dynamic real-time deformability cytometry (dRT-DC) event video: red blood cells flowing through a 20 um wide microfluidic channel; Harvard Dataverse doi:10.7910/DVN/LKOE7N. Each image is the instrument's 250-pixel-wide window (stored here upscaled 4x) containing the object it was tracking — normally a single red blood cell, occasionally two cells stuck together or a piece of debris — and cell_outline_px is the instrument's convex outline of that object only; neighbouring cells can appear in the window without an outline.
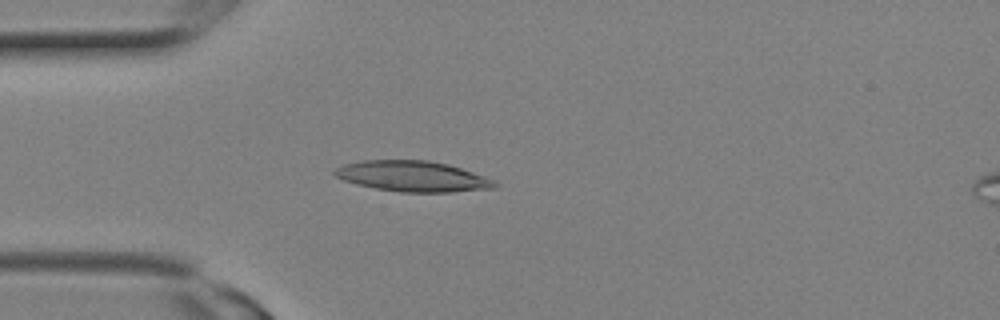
{"species": "Egyptian fruit bat (a non-hibernating species)", "species_latin": "Rousettus aegyptiacus", "temperature_condition": "room temperature", "stored_images_in_passage": 9, "camera_frame_rate_fps": 3000, "um_per_image_px": 0.085, "animal": {"sex": "female"}, "frame": {"image": 1, "passage_image": 7, "time_ms": 2.0, "image_size_px": [1000, 320], "cell_outline_px": [[500, 188], [452, 192], [400, 192], [376, 188], [344, 180], [336, 176], [332, 172], [336, 168], [344, 164], [364, 160], [428, 160], [448, 164], [484, 176], [500, 184]], "centroid_in_image_um": [35.13, 14.99], "position_along_channel_um": 49.9, "area_um2": 28.5}}
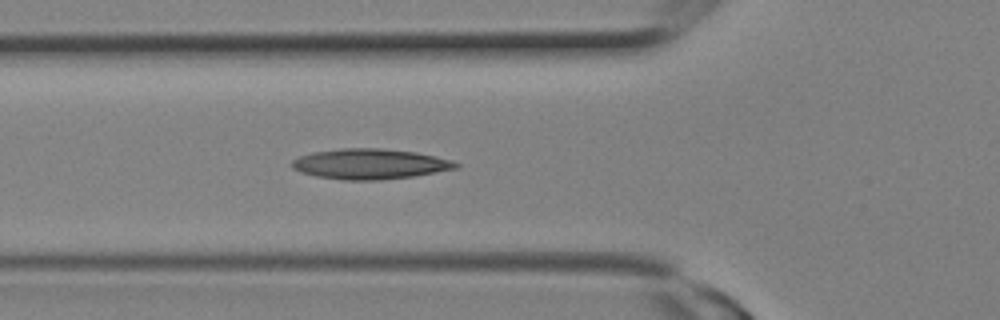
{"frame": {"image": 2, "passage_image": 9, "time_ms": 2.667, "image_size_px": [1000, 320], "cell_outline_px": [[460, 164], [456, 168], [412, 176], [380, 180], [340, 180], [316, 176], [300, 172], [292, 168], [292, 160], [300, 156], [312, 152], [340, 148], [380, 148], [416, 152], [436, 156], [452, 160]], "centroid_in_image_um": [31.41, 13.93], "position_along_channel_um": 94.4, "area_um2": 28.96}}